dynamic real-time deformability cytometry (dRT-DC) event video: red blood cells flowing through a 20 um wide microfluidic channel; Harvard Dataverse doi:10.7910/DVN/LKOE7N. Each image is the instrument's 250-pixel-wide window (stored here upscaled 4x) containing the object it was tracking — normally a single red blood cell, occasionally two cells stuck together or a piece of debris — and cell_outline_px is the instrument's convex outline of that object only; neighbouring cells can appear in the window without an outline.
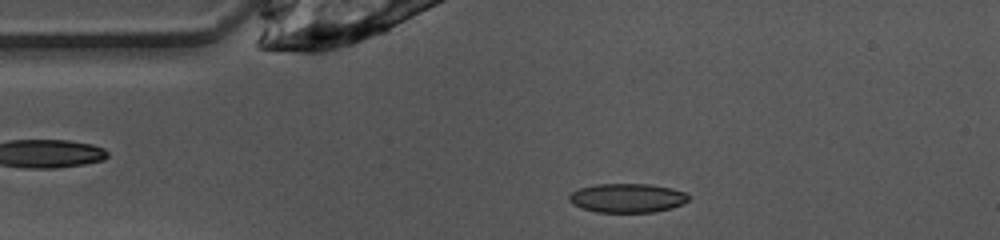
{"species": "common noctule bat (a hibernating species)", "species_latin": "Nyctalus noctula", "temperature_condition": "warm", "stored_images_in_passage": 38, "camera_frame_rate_fps": 3000, "um_per_image_px": 0.085, "animal": {"sex": "female", "body_mass_g": 10.0, "forearm_length_mm": 53.1}, "frame": {"image": 1, "passage_image": 3, "time_ms": 0.667, "image_size_px": [1000, 240], "cell_outline_px": [[688, 200], [672, 208], [656, 212], [596, 212], [572, 204], [568, 200], [568, 196], [572, 192], [580, 188], [596, 184], [648, 184], [672, 188], [684, 192], [688, 196]], "centroid_in_image_um": [53.3, 16.83], "position_along_channel_um": 31.7, "area_um2": 20.11}}
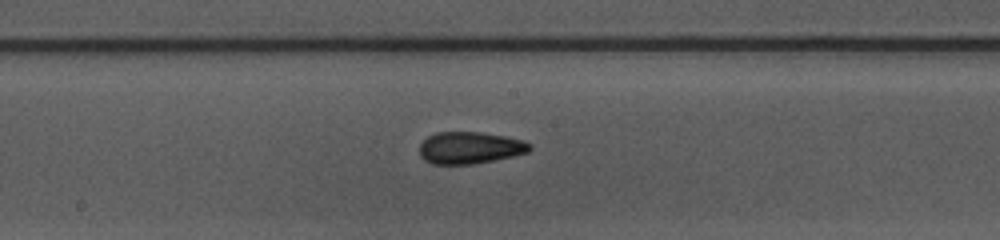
{"frame": {"image": 2, "passage_image": 18, "time_ms": 5.667, "image_size_px": [1000, 240], "cell_outline_px": [[532, 148], [528, 152], [512, 156], [472, 164], [432, 164], [424, 160], [420, 156], [420, 144], [428, 136], [436, 132], [480, 132], [504, 136], [520, 140], [532, 144]], "centroid_in_image_um": [39.91, 12.56], "position_along_channel_um": 208.3, "area_um2": 20.4}}
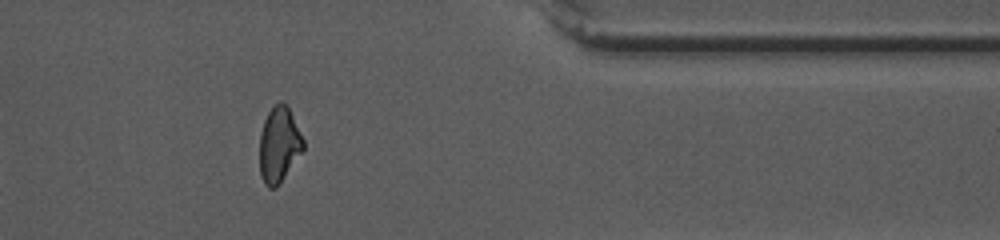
{"frame": {"image": 3, "passage_image": 33, "time_ms": 10.667, "image_size_px": [1000, 240], "cell_outline_px": [[304, 148], [276, 188], [268, 188], [264, 184], [260, 176], [260, 132], [264, 120], [268, 112], [280, 100], [288, 108], [304, 140]], "centroid_in_image_um": [23.69, 12.32], "position_along_channel_um": 387.7, "area_um2": 18.9}, "authors_computed_cell_mechanics": {"area_um2": 20.0855, "velocity_mm_per_s": 4.0381, "shape_relaxation_time_tau1_ms": 6.8197, "shape_relaxation_time_tau2_ms": 2.7601, "deformation_change_tau1": 0.18, "deformation_change_tau2": 0.0573}}